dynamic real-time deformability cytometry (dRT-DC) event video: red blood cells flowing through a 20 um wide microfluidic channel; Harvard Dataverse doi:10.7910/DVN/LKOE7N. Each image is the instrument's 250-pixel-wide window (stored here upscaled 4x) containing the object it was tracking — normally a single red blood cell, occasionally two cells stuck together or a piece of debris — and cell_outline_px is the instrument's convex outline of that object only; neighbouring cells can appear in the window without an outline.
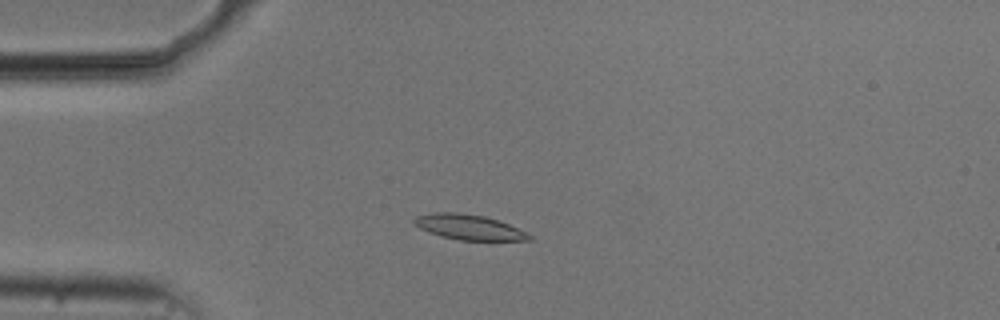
{"species": "common noctule bat (a hibernating species)", "species_latin": "Nyctalus noctula", "temperature_condition": "cold", "stored_images_in_passage": 51, "camera_frame_rate_fps": 3000, "um_per_image_px": 0.085, "animal": {"sex": "male", "body_mass_g": 20.5, "forearm_length_mm": 52.5}, "frame": {"image": 1, "passage_image": 11, "time_ms": 3.333, "image_size_px": [1000, 320], "cell_outline_px": [[532, 240], [460, 240], [440, 236], [428, 232], [412, 224], [412, 220], [416, 216], [432, 212], [456, 212], [484, 216], [508, 224], [532, 236]], "centroid_in_image_um": [39.77, 19.3], "position_along_channel_um": 45.2, "area_um2": 16.76}}
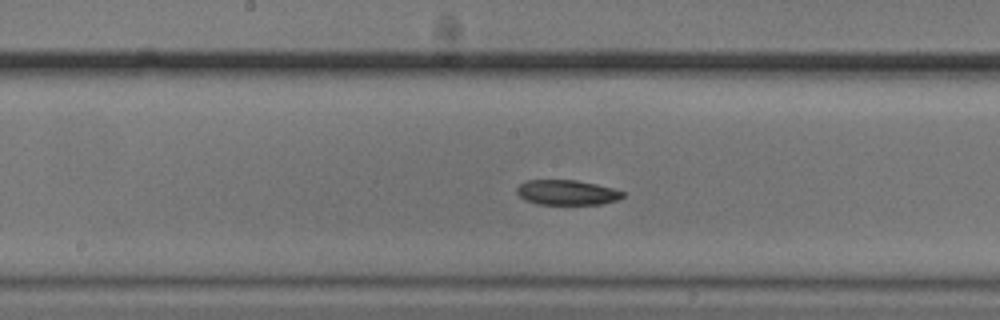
{"frame": {"image": 2, "passage_image": 25, "time_ms": 8.0, "image_size_px": [1000, 320], "cell_outline_px": [[628, 192], [620, 200], [600, 204], [536, 204], [524, 200], [516, 192], [516, 188], [520, 184], [528, 180], [576, 180], [596, 184]], "centroid_in_image_um": [48.22, 16.36], "position_along_channel_um": 200.0, "area_um2": 15.61}}
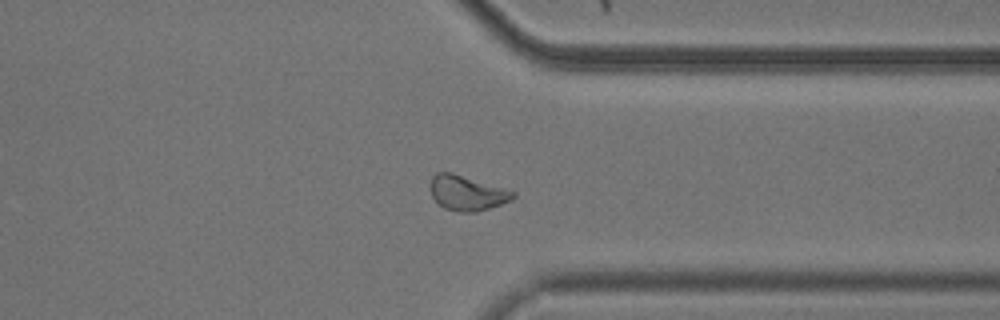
{"frame": {"image": 3, "passage_image": 39, "time_ms": 12.667, "image_size_px": [1000, 320], "cell_outline_px": [[516, 196], [512, 200], [476, 212], [460, 212], [444, 208], [432, 196], [432, 176], [436, 172], [452, 172], [504, 188], [516, 192]], "centroid_in_image_um": [39.72, 16.4], "position_along_channel_um": 371.7, "area_um2": 16.59}}